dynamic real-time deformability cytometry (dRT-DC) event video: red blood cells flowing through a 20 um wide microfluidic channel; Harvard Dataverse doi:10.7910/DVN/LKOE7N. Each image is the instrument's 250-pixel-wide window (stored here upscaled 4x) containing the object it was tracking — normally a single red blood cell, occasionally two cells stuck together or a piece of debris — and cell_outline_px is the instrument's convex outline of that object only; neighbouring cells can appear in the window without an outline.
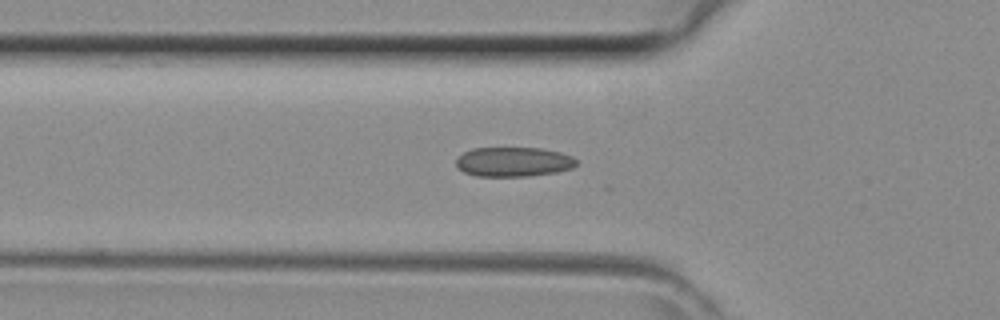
{"species": "common noctule bat (a hibernating species)", "species_latin": "Nyctalus noctula", "temperature_condition": "room temperature", "stored_images_in_passage": 26, "camera_frame_rate_fps": 3000, "um_per_image_px": 0.085, "animal": {"sex": "female", "body_mass_g": 29.2, "forearm_length_mm": 56.3}, "frame": {"image": 1, "passage_image": 5, "time_ms": 1.333, "image_size_px": [1000, 320], "cell_outline_px": [[576, 164], [572, 168], [556, 172], [528, 176], [476, 176], [464, 172], [456, 168], [456, 160], [464, 152], [472, 148], [540, 148], [560, 152], [572, 156], [576, 160]], "centroid_in_image_um": [43.62, 13.76], "position_along_channel_um": 82.2, "area_um2": 20.69}}
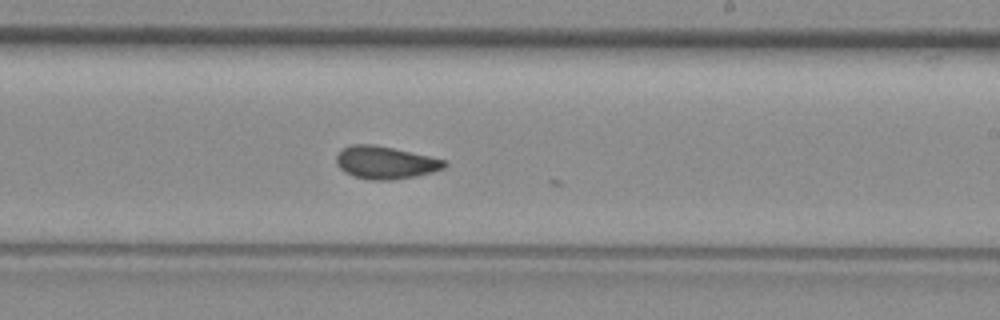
{"frame": {"image": 2, "passage_image": 16, "time_ms": 5.0, "image_size_px": [1000, 320], "cell_outline_px": [[448, 164], [444, 168], [432, 172], [416, 176], [388, 180], [368, 180], [352, 176], [344, 172], [336, 164], [336, 156], [340, 148], [352, 144], [372, 144], [392, 148], [448, 160]], "centroid_in_image_um": [32.73, 13.82], "position_along_channel_um": 256.3, "area_um2": 20.75}}
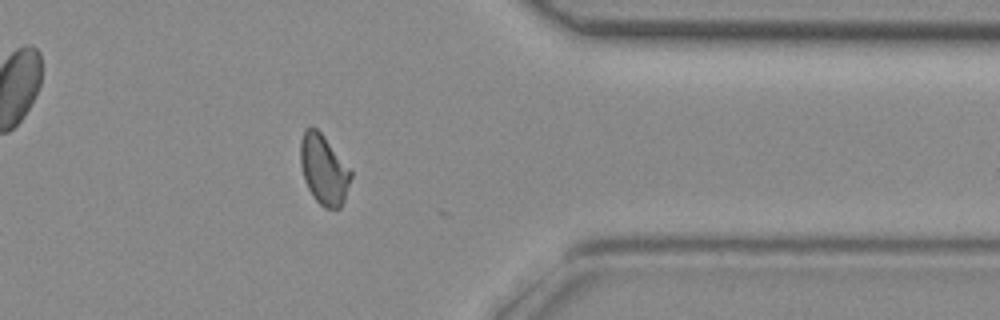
{"frame": {"image": 3, "passage_image": 25, "time_ms": 8.0, "image_size_px": [1000, 320], "cell_outline_px": [[352, 176], [344, 200], [340, 208], [324, 208], [312, 196], [304, 180], [300, 164], [300, 140], [304, 128], [316, 128], [324, 136], [352, 172]], "centroid_in_image_um": [27.5, 14.42], "position_along_channel_um": 383.9, "area_um2": 20.4}}